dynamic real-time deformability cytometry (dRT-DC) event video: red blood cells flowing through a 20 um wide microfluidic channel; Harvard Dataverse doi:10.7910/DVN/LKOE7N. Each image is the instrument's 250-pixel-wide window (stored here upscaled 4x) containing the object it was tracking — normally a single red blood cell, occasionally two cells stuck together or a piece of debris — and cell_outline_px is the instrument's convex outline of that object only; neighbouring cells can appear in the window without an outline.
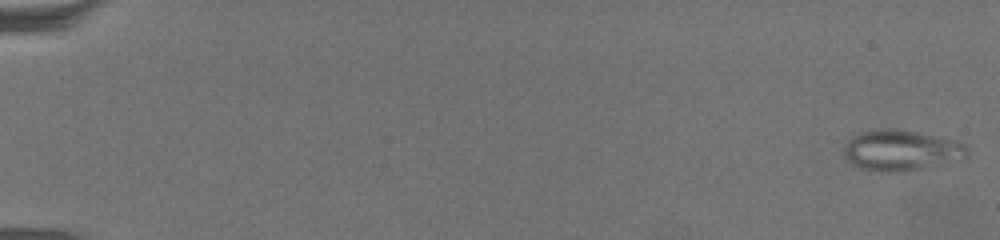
{"species": "common noctule bat (a hibernating species)", "species_latin": "Nyctalus noctula", "temperature_condition": "warm", "stored_images_in_passage": 66, "camera_frame_rate_fps": 3000, "um_per_image_px": 0.085, "animal": {"sex": "female", "body_mass_g": 19.5, "forearm_length_mm": 54.1}, "frame": {"image": 1, "passage_image": 1, "time_ms": 0.0, "image_size_px": [1000, 240], "cell_outline_px": [[968, 156], [964, 160], [900, 172], [880, 172], [860, 168], [852, 164], [844, 156], [844, 144], [852, 136], [860, 132], [884, 128], [896, 128], [936, 136], [968, 144]], "centroid_in_image_um": [76.62, 12.78], "position_along_channel_um": 8.4, "area_um2": 29.59}}
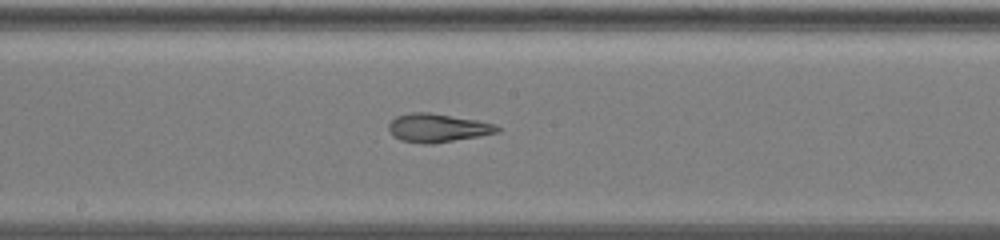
{"frame": {"image": 2, "passage_image": 38, "time_ms": 12.333, "image_size_px": [1000, 240], "cell_outline_px": [[500, 132], [432, 144], [424, 144], [400, 140], [392, 136], [388, 128], [388, 124], [396, 116], [412, 112], [428, 112], [476, 120], [496, 124], [500, 128]], "centroid_in_image_um": [37.16, 10.87], "position_along_channel_um": 211.0, "area_um2": 17.98}}
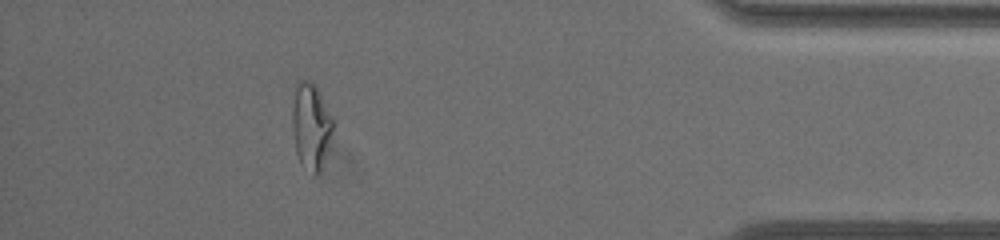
{"frame": {"image": 3, "passage_image": 60, "time_ms": 19.667, "image_size_px": [1000, 240], "cell_outline_px": [[336, 124], [320, 172], [312, 176], [300, 160], [296, 152], [292, 128], [292, 108], [296, 84], [300, 80], [308, 80], [316, 84], [336, 120]], "centroid_in_image_um": [26.48, 10.68], "position_along_channel_um": 408.7, "area_um2": 21.04}, "authors_computed_cell_mechanics": {"area_um2": 21.386, "velocity_mm_per_s": 3.2461, "shape_relaxation_time_tau1_ms": null, "shape_relaxation_time_tau2_ms": 2.1216, "deformation_change_tau1": null, "deformation_change_tau2": 0.0975}}